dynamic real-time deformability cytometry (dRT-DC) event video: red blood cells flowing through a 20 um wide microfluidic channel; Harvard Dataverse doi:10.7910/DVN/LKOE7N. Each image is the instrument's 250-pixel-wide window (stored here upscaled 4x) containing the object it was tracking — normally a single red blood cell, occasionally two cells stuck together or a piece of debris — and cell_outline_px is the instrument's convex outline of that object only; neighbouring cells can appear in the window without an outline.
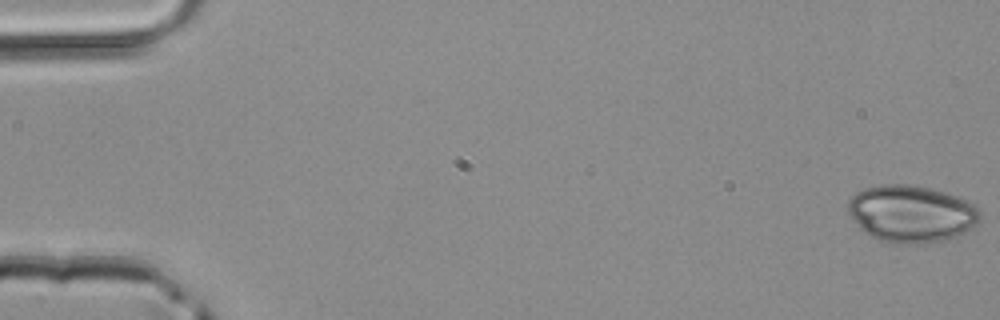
{"species": "common noctule bat (a hibernating species)", "species_latin": "Nyctalus noctula", "temperature_condition": "room temperature", "stored_images_in_passage": 3, "camera_frame_rate_fps": 3000, "um_per_image_px": 0.085, "animal": {"sex": "male", "body_mass_g": 20.4}, "frame": {"image": 1, "passage_image": 1, "time_ms": 0.0, "image_size_px": [1000, 320], "cell_outline_px": [[980, 220], [976, 224], [964, 232], [956, 236], [944, 240], [928, 244], [900, 244], [880, 240], [864, 232], [860, 228], [848, 212], [848, 200], [856, 192], [864, 188], [880, 184], [908, 184], [928, 188], [944, 192], [956, 196], [980, 208]], "centroid_in_image_um": [77.45, 18.17], "position_along_channel_um": 7.6, "area_um2": 43.93}}